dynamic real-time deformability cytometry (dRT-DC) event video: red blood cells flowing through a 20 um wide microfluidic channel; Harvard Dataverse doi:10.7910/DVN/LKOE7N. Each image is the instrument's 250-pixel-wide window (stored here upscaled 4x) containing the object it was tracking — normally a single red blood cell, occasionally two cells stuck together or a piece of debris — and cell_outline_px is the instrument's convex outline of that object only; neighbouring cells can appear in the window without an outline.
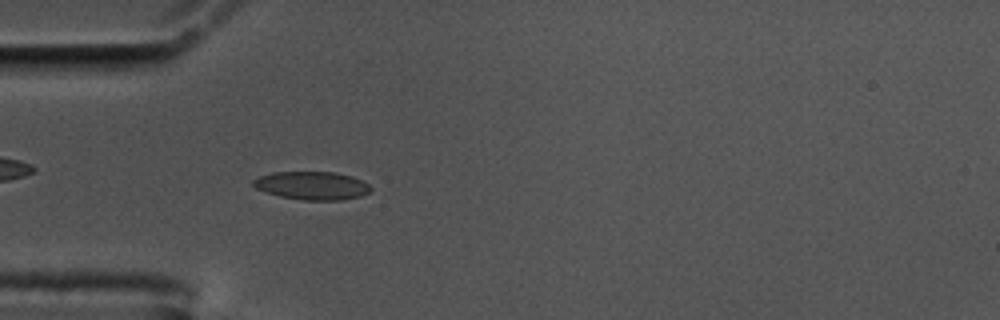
{"species": "common noctule bat (a hibernating species)", "species_latin": "Nyctalus noctula", "temperature_condition": "cold", "stored_images_in_passage": 42, "camera_frame_rate_fps": 3000, "um_per_image_px": 0.085, "animal": {"sex": "male", "body_mass_g": 17.5, "forearm_length_mm": 52.3}, "frame": {"image": 1, "passage_image": 2, "time_ms": 0.333, "image_size_px": [1000, 320], "cell_outline_px": [[372, 192], [360, 196], [340, 200], [304, 200], [280, 196], [256, 188], [252, 184], [252, 180], [260, 176], [272, 172], [336, 172], [352, 176], [368, 184], [372, 188]], "centroid_in_image_um": [26.55, 15.77], "position_along_channel_um": 58.5, "area_um2": 19.25}}
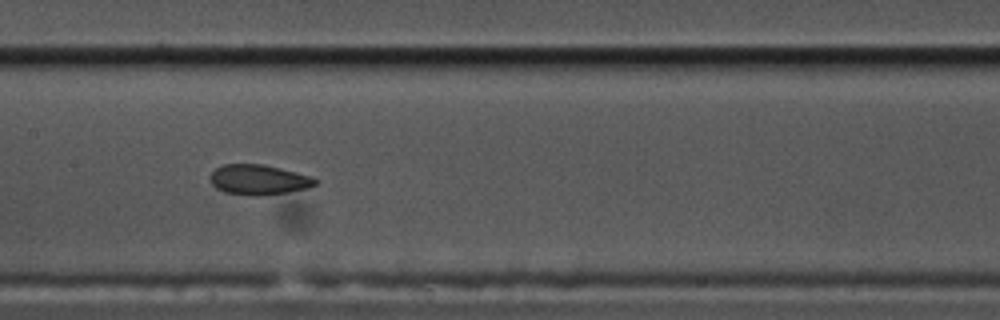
{"frame": {"image": 2, "passage_image": 13, "time_ms": 4.0, "image_size_px": [1000, 320], "cell_outline_px": [[320, 180], [316, 184], [304, 188], [284, 192], [256, 196], [248, 196], [224, 192], [216, 188], [212, 184], [208, 176], [216, 168], [224, 164], [264, 164], [312, 176]], "centroid_in_image_um": [21.95, 15.27], "position_along_channel_um": 185.5, "area_um2": 18.44}}
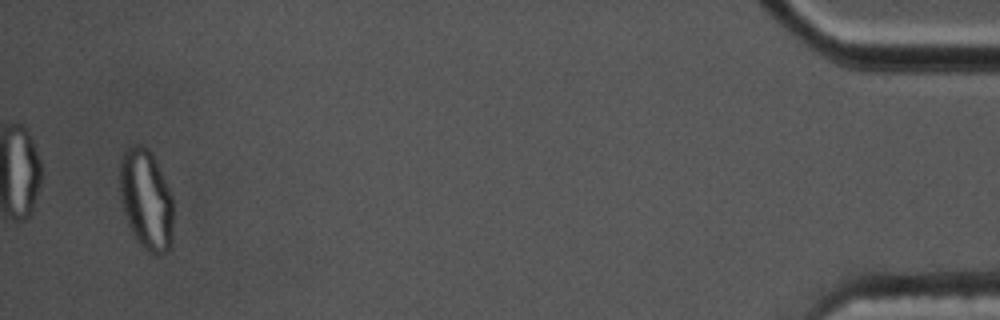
{"frame": {"image": 3, "passage_image": 40, "time_ms": 13.0, "image_size_px": [1000, 320], "cell_outline_px": [[172, 248], [168, 252], [156, 256], [148, 252], [136, 240], [124, 216], [120, 196], [120, 160], [124, 148], [128, 144], [144, 144], [148, 148], [172, 196]], "centroid_in_image_um": [12.4, 16.99], "position_along_channel_um": 422.8, "area_um2": 31.62}, "authors_computed_cell_mechanics": {"area_um2": 19.074, "velocity_mm_per_s": 3.5515, "shape_relaxation_time_tau1_ms": 8.5833, "shape_relaxation_time_tau2_ms": 1.4236, "deformation_change_tau1": 0.2092, "deformation_change_tau2": 0.0622}}